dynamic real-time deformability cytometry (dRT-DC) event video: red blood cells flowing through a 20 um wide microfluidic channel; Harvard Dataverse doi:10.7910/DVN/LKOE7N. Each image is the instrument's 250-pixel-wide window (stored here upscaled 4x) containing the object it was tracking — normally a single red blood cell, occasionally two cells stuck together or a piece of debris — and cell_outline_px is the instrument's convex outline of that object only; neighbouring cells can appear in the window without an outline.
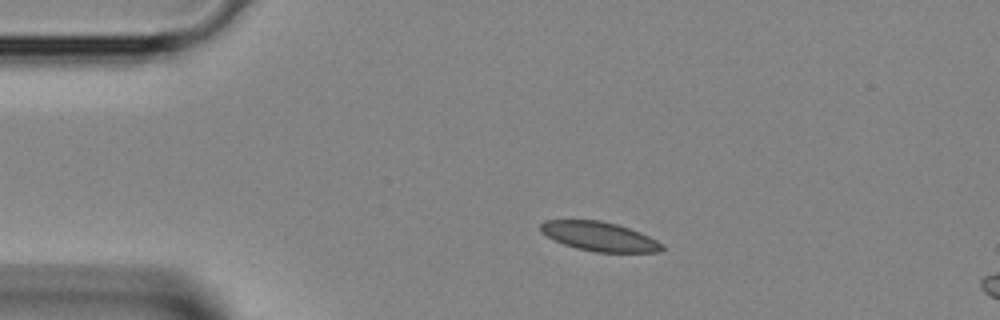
{"species": "Egyptian fruit bat (a non-hibernating species)", "species_latin": "Rousettus aegyptiacus", "temperature_condition": "room temperature", "stored_images_in_passage": 3, "segment_of_instrument_passage": [1, 2], "camera_frame_rate_fps": 3000, "um_per_image_px": 0.085, "animal": {"sex": "female"}, "frame": {"image": 1, "passage_image": 1, "time_ms": 0.0, "image_size_px": [1000, 320], "cell_outline_px": [[664, 248], [660, 252], [596, 252], [576, 248], [564, 244], [540, 232], [540, 224], [544, 220], [600, 220], [616, 224], [640, 232], [664, 244]], "centroid_in_image_um": [50.95, 20.1], "position_along_channel_um": 34.0, "area_um2": 20.58}}